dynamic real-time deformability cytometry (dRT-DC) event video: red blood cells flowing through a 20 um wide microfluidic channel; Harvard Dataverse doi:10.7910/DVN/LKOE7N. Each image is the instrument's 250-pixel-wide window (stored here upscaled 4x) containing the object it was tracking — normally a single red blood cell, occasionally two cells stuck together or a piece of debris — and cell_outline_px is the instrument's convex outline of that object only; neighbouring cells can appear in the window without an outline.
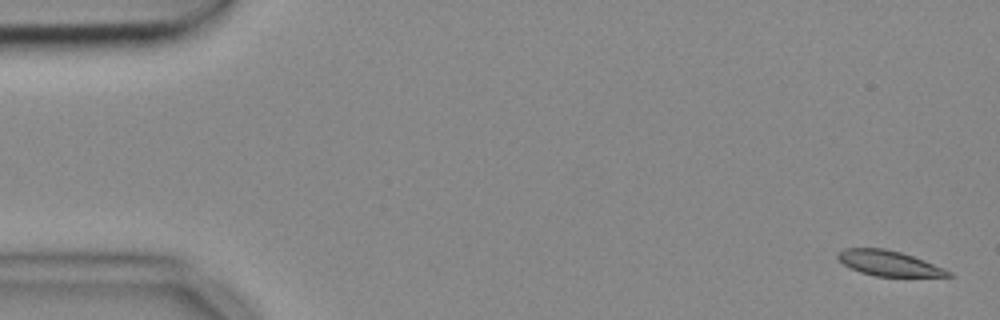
{"species": "common noctule bat (a hibernating species)", "species_latin": "Nyctalus noctula", "temperature_condition": "cold", "stored_images_in_passage": 5, "camera_frame_rate_fps": 3000, "um_per_image_px": 0.085, "animal": {"sex": "female", "body_mass_g": 18.4}, "frame": {"image": 1, "passage_image": 1, "time_ms": 0.0, "image_size_px": [1000, 320], "cell_outline_px": [[952, 276], [876, 276], [860, 272], [844, 264], [836, 256], [836, 252], [844, 248], [884, 248], [900, 252], [912, 256], [952, 272]], "centroid_in_image_um": [75.48, 22.36], "position_along_channel_um": 9.5, "area_um2": 15.9}}
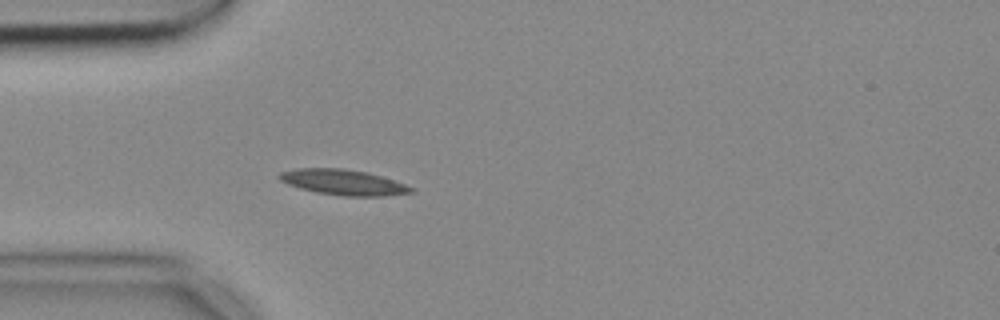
{"frame": {"image": 2, "passage_image": 5, "time_ms": 1.333, "image_size_px": [1000, 320], "cell_outline_px": [[416, 192], [384, 196], [344, 196], [316, 192], [300, 188], [288, 184], [280, 180], [276, 176], [280, 172], [296, 168], [344, 168], [368, 172], [416, 188]], "centroid_in_image_um": [29.18, 15.49], "position_along_channel_um": 55.8, "area_um2": 19.65}}